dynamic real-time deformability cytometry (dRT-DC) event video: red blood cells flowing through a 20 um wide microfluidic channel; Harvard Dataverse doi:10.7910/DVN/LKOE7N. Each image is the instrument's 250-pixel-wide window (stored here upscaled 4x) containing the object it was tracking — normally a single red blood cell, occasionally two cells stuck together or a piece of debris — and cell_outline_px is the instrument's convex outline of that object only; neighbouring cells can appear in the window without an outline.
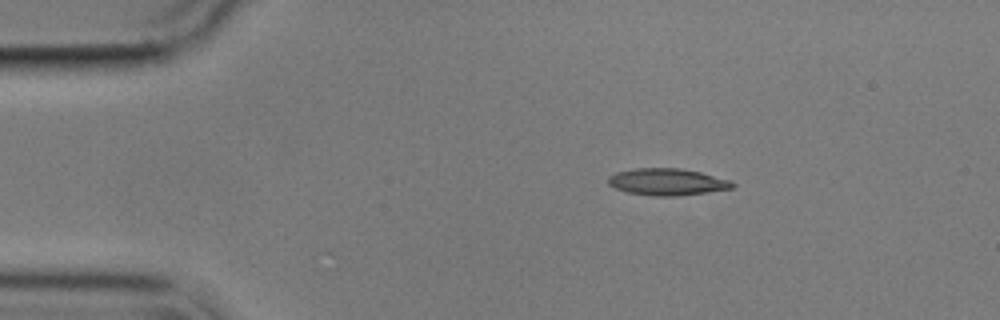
{"species": "common noctule bat (a hibernating species)", "species_latin": "Nyctalus noctula", "temperature_condition": "cold", "stored_images_in_passage": 16, "camera_frame_rate_fps": 3000, "um_per_image_px": 0.085, "animal": {"sex": "male", "body_mass_g": 17.9}, "frame": {"image": 1, "passage_image": 1, "time_ms": 0.0, "image_size_px": [1000, 320], "cell_outline_px": [[736, 184], [732, 188], [708, 192], [676, 196], [656, 196], [628, 192], [616, 188], [608, 184], [608, 176], [616, 172], [636, 168], [680, 168], [700, 172], [732, 180]], "centroid_in_image_um": [56.73, 15.45], "position_along_channel_um": 28.3, "area_um2": 19.42}}
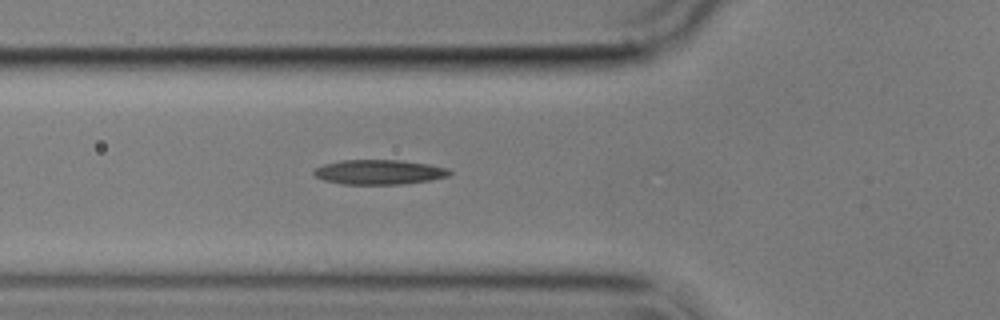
{"frame": {"image": 2, "passage_image": 11, "time_ms": 3.333, "image_size_px": [1000, 320], "cell_outline_px": [[452, 172], [448, 176], [432, 180], [404, 184], [344, 184], [324, 180], [316, 176], [312, 172], [316, 168], [324, 164], [340, 160], [404, 160], [428, 164], [448, 168]], "centroid_in_image_um": [32.25, 14.62], "position_along_channel_um": 93.5, "area_um2": 19.59}}
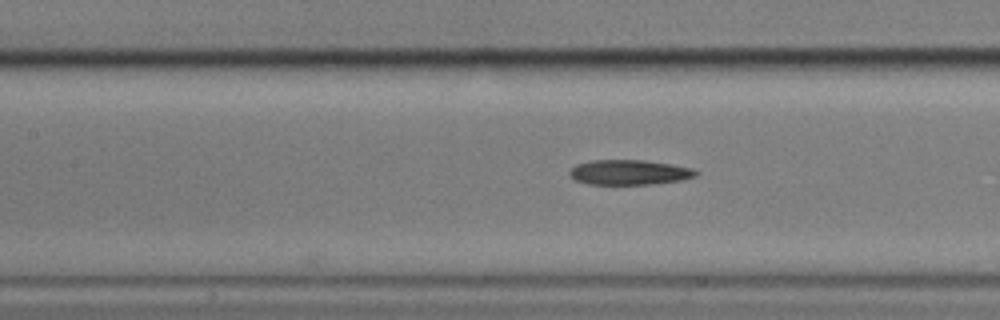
{"frame": {"image": 3, "passage_image": 16, "time_ms": 5.0, "image_size_px": [1000, 320], "cell_outline_px": [[700, 172], [696, 176], [684, 180], [652, 184], [588, 184], [576, 180], [568, 176], [568, 172], [576, 164], [592, 160], [644, 160], [672, 164], [692, 168]], "centroid_in_image_um": [53.5, 14.65], "position_along_channel_um": 153.9, "area_um2": 18.55}}